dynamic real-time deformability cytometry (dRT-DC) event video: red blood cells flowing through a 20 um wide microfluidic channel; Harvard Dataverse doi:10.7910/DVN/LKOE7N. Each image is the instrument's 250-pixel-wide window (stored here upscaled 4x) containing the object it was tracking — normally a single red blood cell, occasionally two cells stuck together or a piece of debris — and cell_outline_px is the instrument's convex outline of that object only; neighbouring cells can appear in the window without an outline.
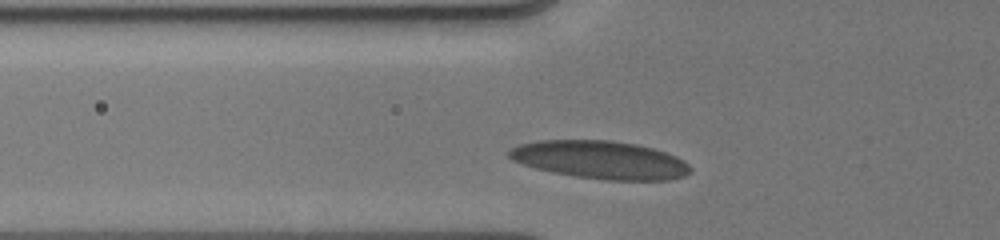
{"species": "human", "species_latin": "Homo sapiens", "temperature_condition": "cold", "stored_images_in_passage": 14, "camera_frame_rate_fps": 3000, "um_per_image_px": 0.085, "donor": {"sex": "male"}, "frame": {"image": 1, "passage_image": 4, "time_ms": 1.333, "image_size_px": [1000, 240], "cell_outline_px": [[692, 172], [684, 176], [668, 180], [604, 180], [576, 176], [552, 172], [536, 168], [512, 160], [508, 156], [508, 152], [512, 148], [520, 144], [540, 140], [612, 140], [636, 144], [652, 148], [676, 156], [684, 160], [692, 168]], "centroid_in_image_um": [51.06, 13.59], "position_along_channel_um": 74.7, "area_um2": 40.11}}
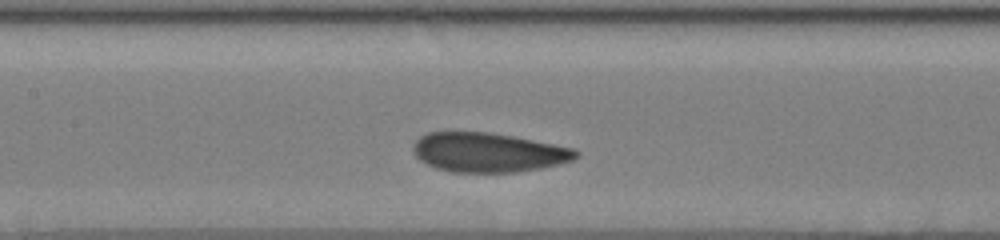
{"frame": {"image": 2, "passage_image": 10, "time_ms": 3.667, "image_size_px": [1000, 240], "cell_outline_px": [[580, 156], [572, 160], [560, 164], [540, 168], [516, 172], [452, 172], [436, 168], [420, 160], [416, 156], [412, 148], [412, 144], [420, 136], [428, 132], [488, 132], [512, 136], [576, 148], [580, 152]], "centroid_in_image_um": [41.52, 12.95], "position_along_channel_um": 165.9, "area_um2": 37.45}}
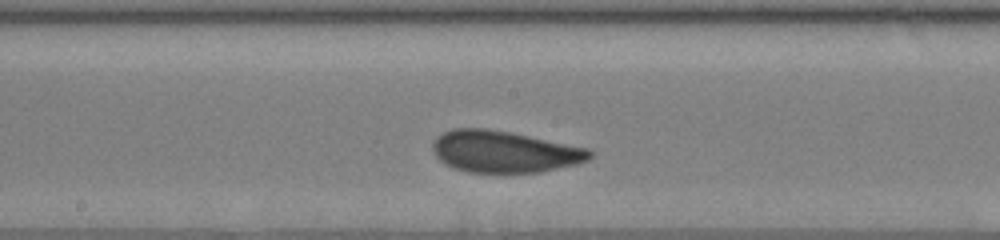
{"frame": {"image": 3, "passage_image": 13, "time_ms": 4.667, "image_size_px": [1000, 240], "cell_outline_px": [[592, 156], [588, 160], [576, 164], [540, 172], [468, 172], [452, 168], [444, 164], [436, 156], [432, 148], [432, 140], [436, 136], [452, 128], [488, 128], [588, 148], [592, 152]], "centroid_in_image_um": [42.81, 12.89], "position_along_channel_um": 205.4, "area_um2": 38.09}}